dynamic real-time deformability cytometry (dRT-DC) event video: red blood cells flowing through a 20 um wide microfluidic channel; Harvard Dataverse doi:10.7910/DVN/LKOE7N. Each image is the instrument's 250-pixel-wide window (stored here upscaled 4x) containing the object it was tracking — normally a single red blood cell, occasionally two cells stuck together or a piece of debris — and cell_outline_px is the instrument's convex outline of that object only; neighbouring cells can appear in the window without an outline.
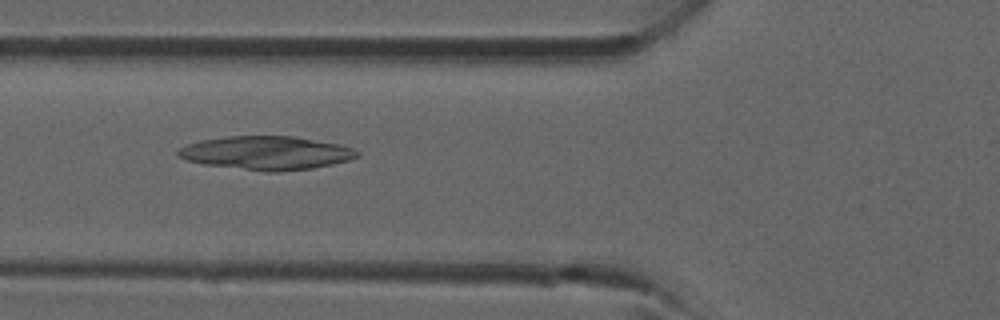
{"species": "common noctule bat (a hibernating species)", "species_latin": "Nyctalus noctula", "temperature_condition": "room temperature", "stored_images_in_passage": 30, "camera_frame_rate_fps": 3000, "um_per_image_px": 0.085, "animal": {"sex": "male", "forearm_length_mm": 52.5}, "frame": {"image": 1, "passage_image": 8, "time_ms": 2.333, "image_size_px": [1000, 320], "cell_outline_px": [[360, 156], [348, 160], [332, 164], [312, 168], [280, 172], [268, 172], [204, 164], [188, 160], [176, 156], [176, 152], [180, 148], [188, 144], [200, 140], [228, 136], [292, 136], [340, 144], [352, 148], [360, 152]], "centroid_in_image_um": [22.65, 13.0], "position_along_channel_um": 103.2, "area_um2": 34.97}}
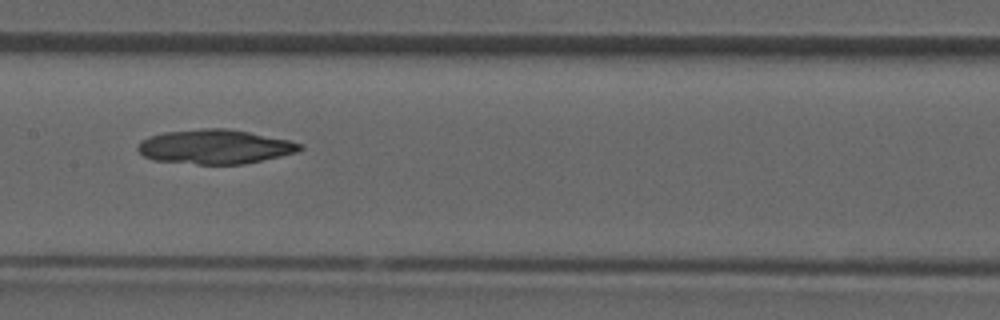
{"frame": {"image": 2, "passage_image": 13, "time_ms": 4.0, "image_size_px": [1000, 320], "cell_outline_px": [[304, 148], [300, 152], [244, 164], [196, 164], [152, 160], [144, 156], [136, 148], [136, 144], [140, 140], [148, 136], [164, 132], [204, 128], [228, 128], [288, 140], [304, 144]], "centroid_in_image_um": [18.26, 12.47], "position_along_channel_um": 189.1, "area_um2": 32.71}}
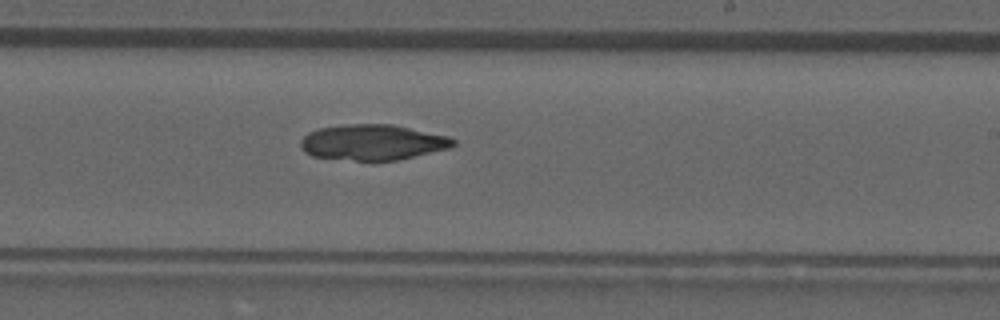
{"frame": {"image": 3, "passage_image": 17, "time_ms": 5.333, "image_size_px": [1000, 320], "cell_outline_px": [[456, 144], [448, 148], [396, 160], [356, 160], [312, 156], [304, 152], [300, 144], [300, 140], [308, 132], [320, 128], [344, 124], [392, 124], [448, 136], [456, 140]], "centroid_in_image_um": [31.65, 12.08], "position_along_channel_um": 257.4, "area_um2": 31.39}}